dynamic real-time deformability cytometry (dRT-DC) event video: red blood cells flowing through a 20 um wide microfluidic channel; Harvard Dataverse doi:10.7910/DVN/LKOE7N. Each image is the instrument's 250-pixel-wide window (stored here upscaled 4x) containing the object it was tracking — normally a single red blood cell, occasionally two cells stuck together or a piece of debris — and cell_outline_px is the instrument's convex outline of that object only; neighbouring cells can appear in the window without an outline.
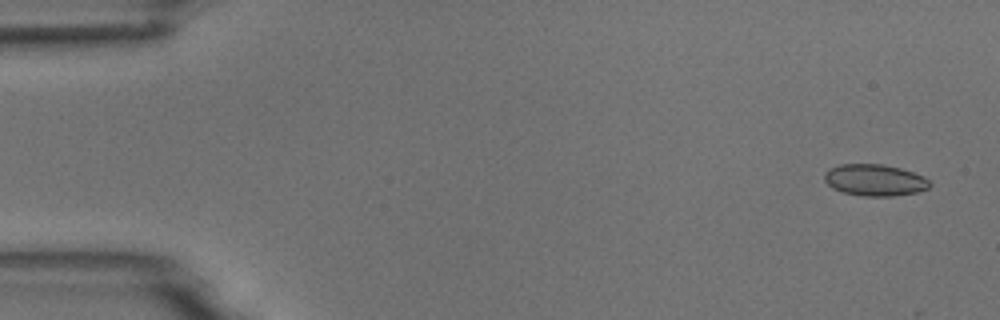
{"species": "common noctule bat (a hibernating species)", "species_latin": "Nyctalus noctula", "temperature_condition": "room temperature", "stored_images_in_passage": 6, "camera_frame_rate_fps": 3000, "um_per_image_px": 0.085, "animal": {"sex": "male", "body_mass_g": 18.8}, "frame": {"image": 1, "passage_image": 1, "time_ms": 0.0, "image_size_px": [1000, 320], "cell_outline_px": [[932, 184], [928, 188], [916, 192], [892, 196], [860, 196], [844, 192], [832, 188], [824, 180], [824, 172], [828, 168], [840, 164], [880, 164], [900, 168], [924, 176]], "centroid_in_image_um": [74.32, 15.3], "position_along_channel_um": 10.7, "area_um2": 19.42}}
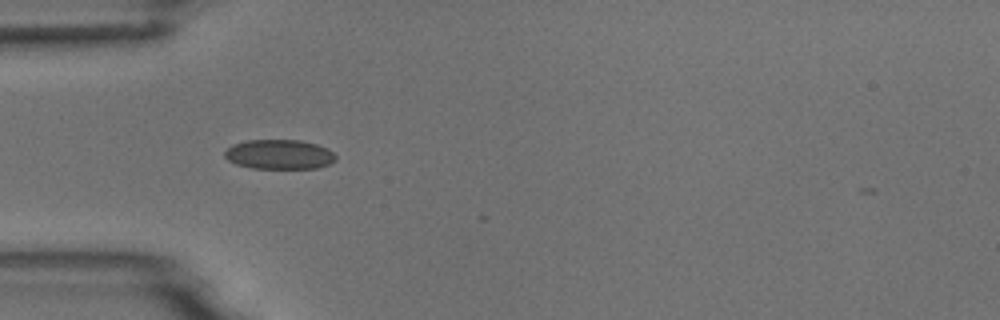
{"frame": {"image": 2, "passage_image": 5, "time_ms": 4.667, "image_size_px": [1000, 320], "cell_outline_px": [[336, 160], [328, 164], [316, 168], [252, 168], [236, 164], [228, 160], [224, 156], [224, 152], [232, 144], [248, 140], [300, 140], [316, 144], [328, 148], [336, 156]], "centroid_in_image_um": [23.73, 13.12], "position_along_channel_um": 61.3, "area_um2": 19.13}}